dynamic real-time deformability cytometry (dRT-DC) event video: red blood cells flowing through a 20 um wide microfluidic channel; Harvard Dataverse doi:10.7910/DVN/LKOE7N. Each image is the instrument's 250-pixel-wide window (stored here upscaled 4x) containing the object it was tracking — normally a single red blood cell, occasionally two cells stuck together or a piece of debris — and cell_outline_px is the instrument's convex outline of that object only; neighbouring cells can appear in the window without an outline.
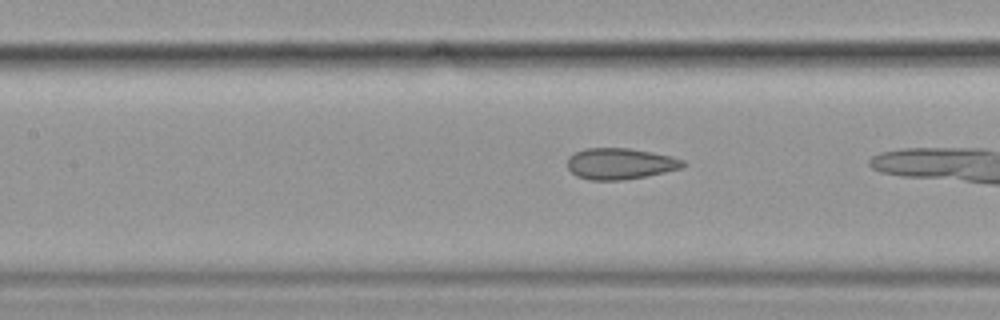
{"species": "common noctule bat (a hibernating species)", "species_latin": "Nyctalus noctula", "temperature_condition": "cold", "stored_images_in_passage": 25, "camera_frame_rate_fps": 3000, "um_per_image_px": 0.085, "animal": {"sex": "female", "body_mass_g": 19.9}, "frame": {"image": 1, "passage_image": 22, "time_ms": 7.0, "image_size_px": [1000, 320], "cell_outline_px": [[688, 164], [680, 168], [664, 172], [644, 176], [620, 180], [588, 180], [576, 176], [568, 168], [568, 156], [584, 148], [628, 148], [652, 152], [672, 156], [684, 160]], "centroid_in_image_um": [52.7, 13.91], "position_along_channel_um": 154.7, "area_um2": 20.98}}